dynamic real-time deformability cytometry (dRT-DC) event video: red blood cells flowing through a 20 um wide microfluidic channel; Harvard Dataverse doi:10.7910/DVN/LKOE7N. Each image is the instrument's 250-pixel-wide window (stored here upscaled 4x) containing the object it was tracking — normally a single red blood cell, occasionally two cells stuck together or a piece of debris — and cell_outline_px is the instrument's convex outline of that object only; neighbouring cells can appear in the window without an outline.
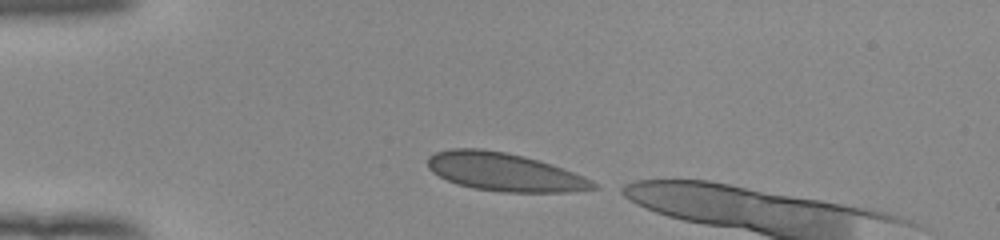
{"species": "human", "species_latin": "Homo sapiens", "temperature_condition": "room temperature", "stored_images_in_passage": 41, "camera_frame_rate_fps": 3000, "um_per_image_px": 0.085, "donor": {"sex": "female"}, "frame": {"image": 1, "passage_image": 1, "time_ms": 0.0, "image_size_px": [1000, 240], "cell_outline_px": [[600, 188], [568, 192], [500, 192], [472, 188], [456, 184], [432, 172], [428, 168], [428, 156], [436, 152], [452, 148], [480, 148], [504, 152], [524, 156], [584, 176], [600, 184]], "centroid_in_image_um": [42.87, 14.63], "position_along_channel_um": 42.1, "area_um2": 36.76}}
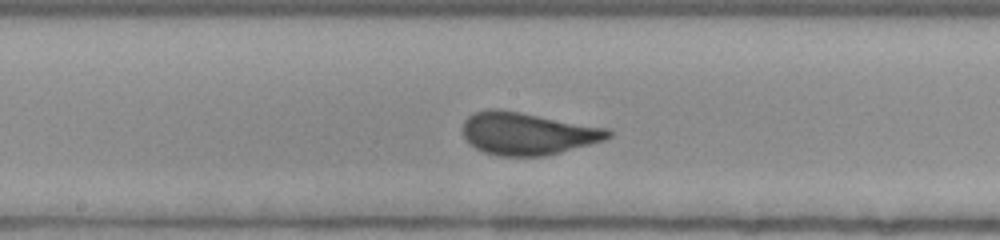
{"frame": {"image": 2, "passage_image": 16, "time_ms": 5.0, "image_size_px": [1000, 240], "cell_outline_px": [[612, 136], [604, 140], [560, 152], [544, 156], [496, 156], [484, 152], [476, 148], [464, 136], [464, 120], [468, 116], [476, 112], [488, 108], [496, 108], [520, 112], [608, 128], [612, 132]], "centroid_in_image_um": [44.84, 11.35], "position_along_channel_um": 203.4, "area_um2": 35.72}}
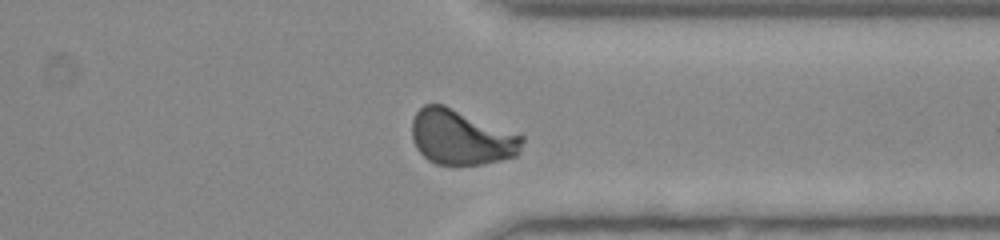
{"frame": {"image": 3, "passage_image": 29, "time_ms": 9.333, "image_size_px": [1000, 240], "cell_outline_px": [[524, 140], [520, 152], [516, 156], [500, 160], [480, 164], [452, 168], [436, 164], [428, 160], [416, 148], [412, 140], [412, 120], [416, 112], [424, 104], [444, 104], [524, 136]], "centroid_in_image_um": [39.19, 11.7], "position_along_channel_um": 372.2, "area_um2": 36.01}, "authors_computed_cell_mechanics": {"area_um2": 35.4314, "velocity_mm_per_s": 3.8987, "shape_relaxation_time_tau1_ms": 4.4282, "shape_relaxation_time_tau2_ms": null, "deformation_change_tau1": 0.1408, "deformation_change_tau2": null}}